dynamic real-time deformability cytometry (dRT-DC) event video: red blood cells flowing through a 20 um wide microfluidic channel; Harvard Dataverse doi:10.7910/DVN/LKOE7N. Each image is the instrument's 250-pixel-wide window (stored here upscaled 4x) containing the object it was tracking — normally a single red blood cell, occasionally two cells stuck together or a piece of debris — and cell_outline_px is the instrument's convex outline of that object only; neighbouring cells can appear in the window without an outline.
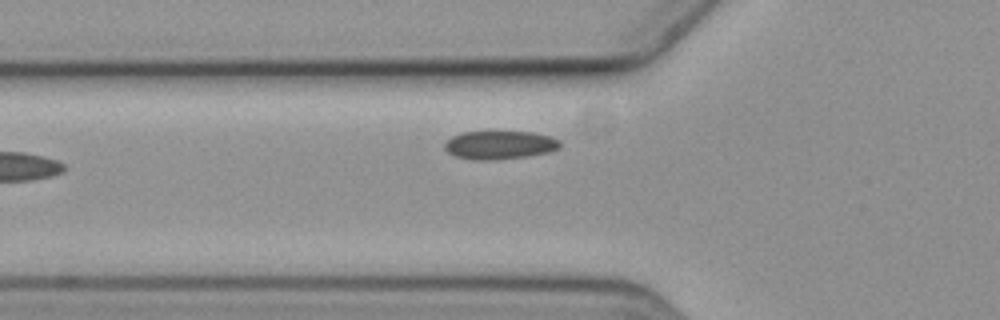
{"species": "common noctule bat (a hibernating species)", "species_latin": "Nyctalus noctula", "temperature_condition": "cold", "stored_images_in_passage": 3, "camera_frame_rate_fps": 3000, "um_per_image_px": 0.085, "animal": {"sex": "female", "body_mass_g": 19.3, "forearm_length_mm": 54.1}, "frame": {"image": 1, "passage_image": 3, "time_ms": 2.333, "image_size_px": [1000, 320], "cell_outline_px": [[560, 148], [548, 152], [528, 156], [496, 160], [472, 160], [456, 156], [448, 152], [444, 148], [444, 144], [452, 136], [464, 132], [532, 132], [552, 136], [560, 140]], "centroid_in_image_um": [42.49, 12.33], "position_along_channel_um": 83.3, "area_um2": 19.13}}